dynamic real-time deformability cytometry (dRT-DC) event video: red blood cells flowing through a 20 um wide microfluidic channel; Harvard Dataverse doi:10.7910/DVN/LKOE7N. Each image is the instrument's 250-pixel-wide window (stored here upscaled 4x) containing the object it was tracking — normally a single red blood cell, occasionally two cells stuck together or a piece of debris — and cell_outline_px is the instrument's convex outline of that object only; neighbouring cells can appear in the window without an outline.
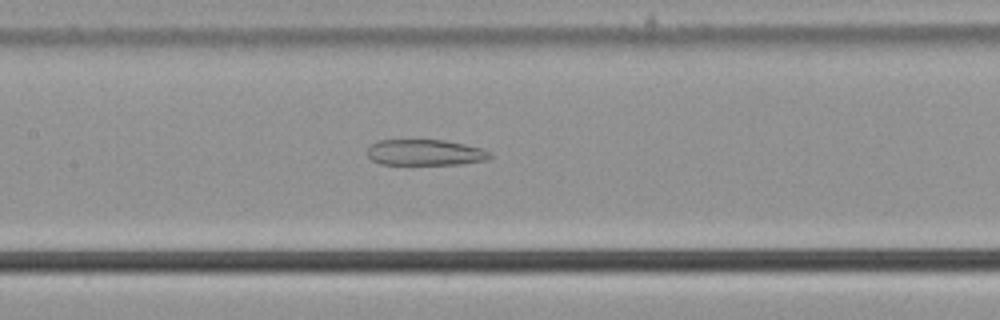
{"species": "common noctule bat (a hibernating species)", "species_latin": "Nyctalus noctula", "temperature_condition": "cold", "stored_images_in_passage": 44, "camera_frame_rate_fps": 3000, "um_per_image_px": 0.085, "animal": {"sex": "male", "body_mass_g": 21.5, "forearm_length_mm": 52.0}, "frame": {"image": 1, "passage_image": 16, "time_ms": 5.0, "image_size_px": [1000, 320], "cell_outline_px": [[492, 156], [488, 160], [460, 164], [380, 164], [372, 160], [368, 156], [368, 148], [372, 144], [380, 140], [444, 140], [464, 144], [480, 148], [492, 152]], "centroid_in_image_um": [36.17, 12.96], "position_along_channel_um": 171.2, "area_um2": 18.5}}
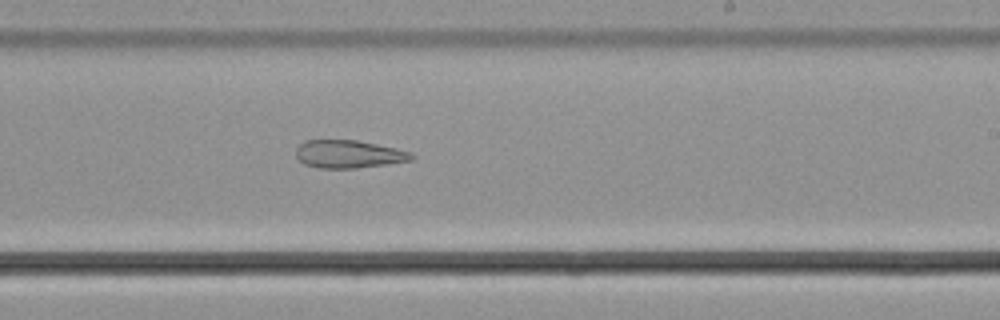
{"frame": {"image": 2, "passage_image": 23, "time_ms": 7.333, "image_size_px": [1000, 320], "cell_outline_px": [[416, 156], [412, 160], [356, 168], [320, 168], [304, 164], [296, 156], [296, 148], [304, 140], [356, 140], [376, 144], [412, 152]], "centroid_in_image_um": [29.62, 13.09], "position_along_channel_um": 259.4, "area_um2": 18.67}}
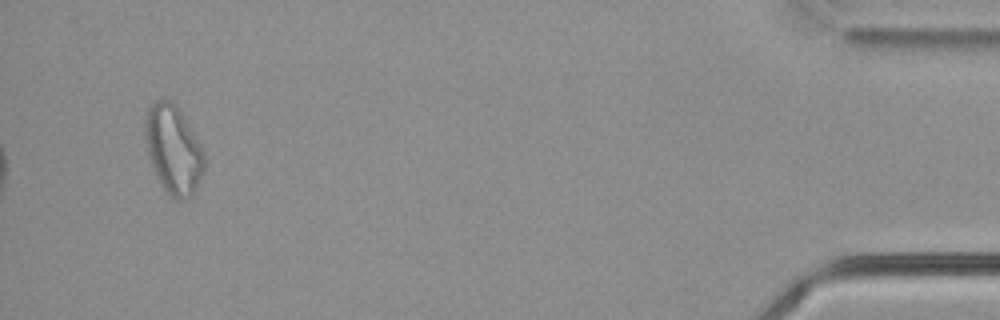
{"frame": {"image": 3, "passage_image": 42, "time_ms": 13.667, "image_size_px": [1000, 320], "cell_outline_px": [[204, 168], [196, 188], [192, 196], [180, 200], [176, 200], [160, 184], [152, 164], [148, 152], [144, 136], [144, 120], [148, 108], [160, 96], [172, 100], [176, 104], [184, 116], [200, 144], [204, 152]], "centroid_in_image_um": [14.72, 12.65], "position_along_channel_um": 420.5, "area_um2": 30.52}}